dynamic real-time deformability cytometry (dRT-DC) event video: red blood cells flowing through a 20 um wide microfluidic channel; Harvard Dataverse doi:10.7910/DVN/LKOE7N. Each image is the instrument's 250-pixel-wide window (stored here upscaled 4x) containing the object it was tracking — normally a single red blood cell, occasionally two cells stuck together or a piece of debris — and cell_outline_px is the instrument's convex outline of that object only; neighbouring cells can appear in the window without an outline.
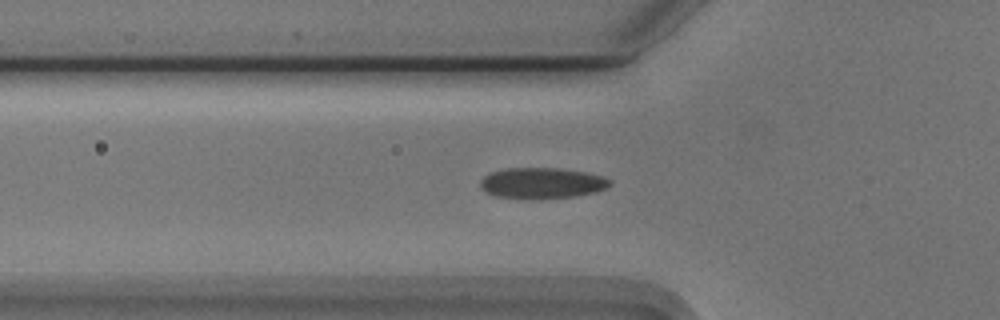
{"species": "Egyptian fruit bat (a non-hibernating species)", "species_latin": "Rousettus aegyptiacus", "temperature_condition": "cold", "stored_images_in_passage": 49, "camera_frame_rate_fps": 3000, "um_per_image_px": 0.085, "animal": {"sex": "male"}, "frame": {"image": 1, "passage_image": 18, "time_ms": 5.667, "image_size_px": [1000, 320], "cell_outline_px": [[612, 184], [608, 188], [596, 192], [576, 196], [496, 196], [484, 192], [480, 188], [480, 180], [484, 176], [492, 172], [508, 168], [560, 168], [584, 172], [604, 176], [612, 180]], "centroid_in_image_um": [46.12, 15.52], "position_along_channel_um": 79.7, "area_um2": 22.6}}
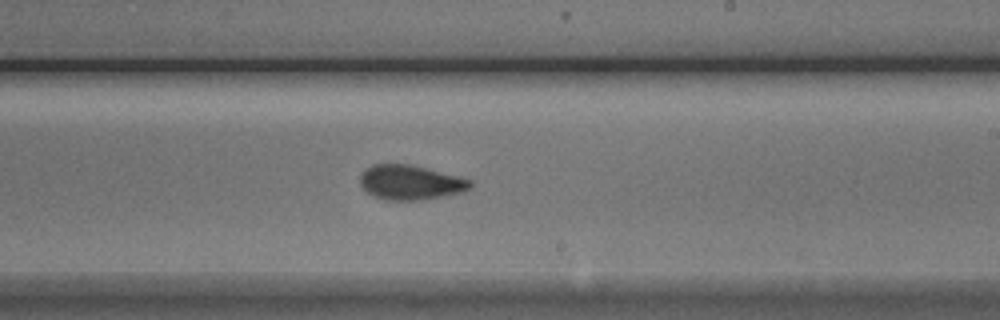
{"frame": {"image": 2, "passage_image": 32, "time_ms": 10.333, "image_size_px": [1000, 320], "cell_outline_px": [[472, 188], [464, 192], [424, 200], [384, 200], [368, 192], [360, 184], [360, 176], [372, 164], [412, 164], [460, 176], [472, 180]], "centroid_in_image_um": [34.96, 15.51], "position_along_channel_um": 254.0, "area_um2": 22.43}}
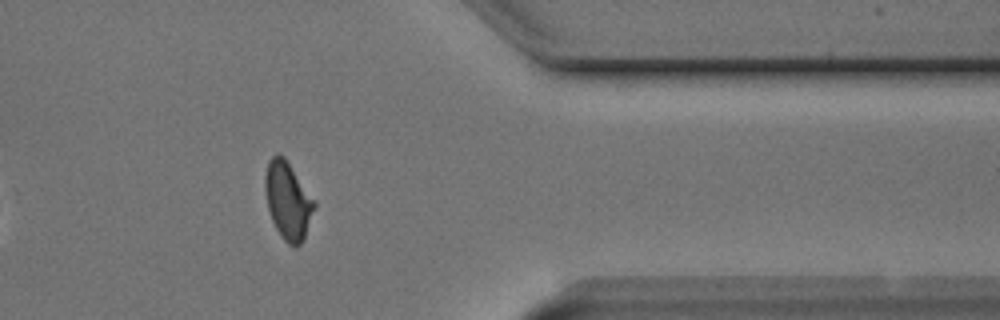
{"frame": {"image": 3, "passage_image": 44, "time_ms": 14.333, "image_size_px": [1000, 320], "cell_outline_px": [[316, 204], [304, 240], [296, 248], [288, 244], [284, 240], [276, 228], [272, 220], [268, 208], [264, 188], [264, 176], [268, 160], [276, 152], [284, 156]], "centroid_in_image_um": [24.44, 17.05], "position_along_channel_um": 387.0, "area_um2": 22.08}, "authors_computed_cell_mechanics": {"area_um2": 22.4264, "velocity_mm_per_s": 3.7225, "shape_relaxation_time_tau1_ms": 3.3095, "shape_relaxation_time_tau2_ms": 1.4967, "deformation_change_tau1": 0.1267, "deformation_change_tau2": 0.056}}